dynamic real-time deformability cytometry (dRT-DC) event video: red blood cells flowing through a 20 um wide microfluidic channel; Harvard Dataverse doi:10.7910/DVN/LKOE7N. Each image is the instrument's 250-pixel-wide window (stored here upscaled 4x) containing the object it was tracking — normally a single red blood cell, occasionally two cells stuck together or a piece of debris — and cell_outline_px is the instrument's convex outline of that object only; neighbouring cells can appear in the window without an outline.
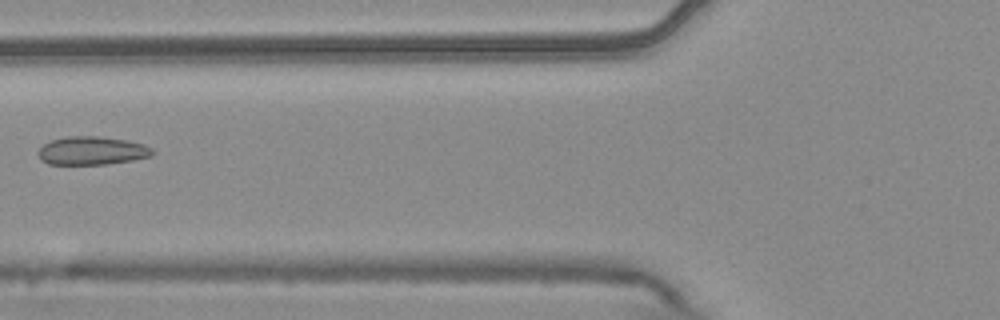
{"species": "common noctule bat (a hibernating species)", "species_latin": "Nyctalus noctula", "temperature_condition": "warm", "stored_images_in_passage": 7, "camera_frame_rate_fps": 3000, "um_per_image_px": 0.085, "animal": {"sex": "male", "body_mass_g": 20.4}, "frame": {"image": 1, "passage_image": 7, "time_ms": 2.0, "image_size_px": [1000, 320], "cell_outline_px": [[156, 152], [152, 156], [132, 160], [108, 164], [48, 164], [40, 160], [36, 152], [44, 144], [52, 140], [68, 136], [100, 136], [128, 140], [144, 144], [152, 148]], "centroid_in_image_um": [7.83, 12.81], "position_along_channel_um": 118.0, "area_um2": 19.07}}